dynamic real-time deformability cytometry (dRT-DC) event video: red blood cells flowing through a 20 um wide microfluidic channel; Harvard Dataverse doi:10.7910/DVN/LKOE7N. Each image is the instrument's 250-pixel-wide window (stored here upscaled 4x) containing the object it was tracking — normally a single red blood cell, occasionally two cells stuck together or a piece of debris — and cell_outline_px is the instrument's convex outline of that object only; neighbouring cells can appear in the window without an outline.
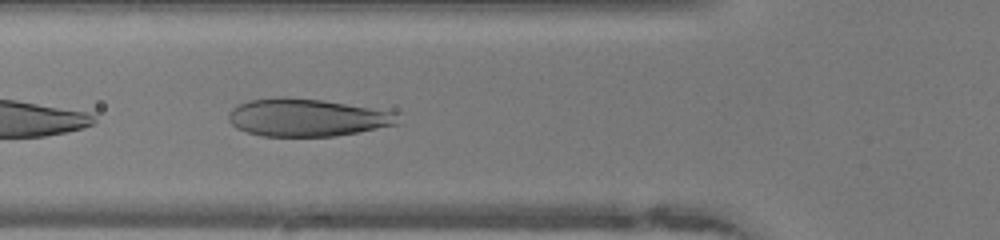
{"species": "human", "species_latin": "Homo sapiens", "temperature_condition": "warm", "stored_images_in_passage": 22, "camera_frame_rate_fps": 3000, "um_per_image_px": 0.085, "donor": {"sex": "female"}, "frame": {"image": 1, "passage_image": 16, "time_ms": 5.0, "image_size_px": [1000, 240], "cell_outline_px": [[400, 124], [336, 136], [260, 136], [236, 128], [228, 120], [228, 116], [232, 108], [248, 100], [276, 96], [284, 96], [324, 100], [396, 112]], "centroid_in_image_um": [26.07, 9.98], "position_along_channel_um": 99.7, "area_um2": 37.34}}
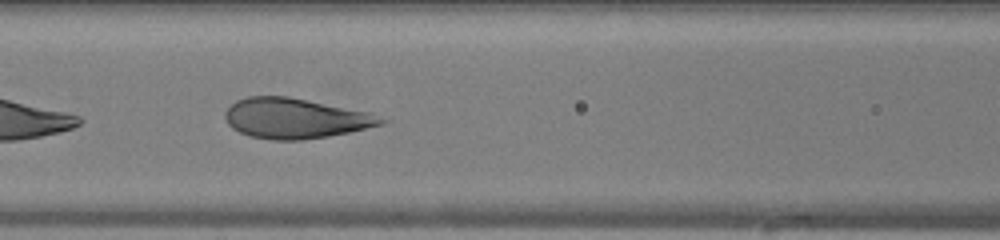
{"frame": {"image": 2, "passage_image": 19, "time_ms": 6.0, "image_size_px": [1000, 240], "cell_outline_px": [[388, 120], [384, 124], [348, 132], [328, 136], [300, 140], [272, 140], [252, 136], [240, 132], [232, 128], [228, 124], [224, 116], [224, 112], [236, 100], [248, 96], [288, 96], [368, 112]], "centroid_in_image_um": [25.07, 10.05], "position_along_channel_um": 141.5, "area_um2": 36.3}}